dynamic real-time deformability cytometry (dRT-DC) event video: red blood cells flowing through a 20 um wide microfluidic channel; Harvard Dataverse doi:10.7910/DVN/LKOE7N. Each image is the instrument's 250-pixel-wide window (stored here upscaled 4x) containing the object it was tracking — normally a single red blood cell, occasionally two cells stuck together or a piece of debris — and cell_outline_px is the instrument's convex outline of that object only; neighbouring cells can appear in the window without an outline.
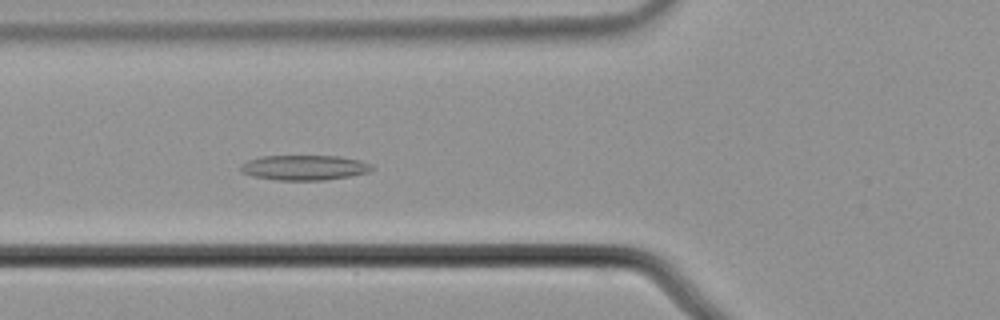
{"species": "common noctule bat (a hibernating species)", "species_latin": "Nyctalus noctula", "temperature_condition": "cold", "stored_images_in_passage": 58, "camera_frame_rate_fps": 3000, "um_per_image_px": 0.085, "animal": {"sex": "male", "body_mass_g": 21.5, "forearm_length_mm": 52.0}, "frame": {"image": 1, "passage_image": 23, "time_ms": 7.333, "image_size_px": [1000, 320], "cell_outline_px": [[376, 168], [368, 172], [352, 176], [324, 180], [276, 180], [252, 176], [240, 172], [240, 164], [248, 160], [260, 156], [340, 156], [360, 160], [372, 164]], "centroid_in_image_um": [25.88, 14.24], "position_along_channel_um": 99.9, "area_um2": 19.42}}
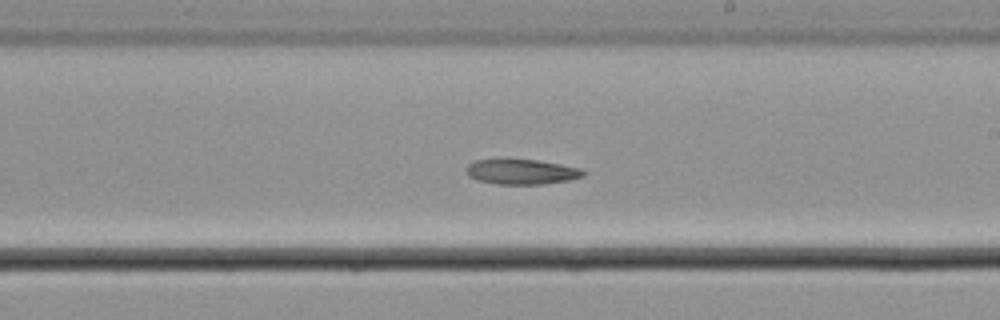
{"frame": {"image": 2, "passage_image": 35, "time_ms": 11.333, "image_size_px": [1000, 320], "cell_outline_px": [[588, 172], [584, 176], [568, 180], [544, 184], [496, 184], [476, 180], [468, 176], [468, 164], [476, 160], [536, 160], [560, 164], [580, 168]], "centroid_in_image_um": [44.37, 14.61], "position_along_channel_um": 244.6, "area_um2": 16.94}}
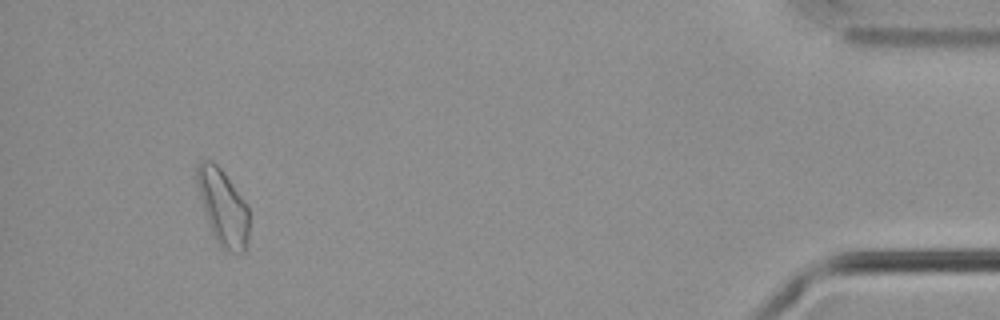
{"frame": {"image": 3, "passage_image": 55, "time_ms": 18.0, "image_size_px": [1000, 320], "cell_outline_px": [[248, 236], [244, 252], [228, 252], [220, 248], [212, 232], [196, 184], [196, 164], [200, 160], [212, 160], [224, 172], [248, 204]], "centroid_in_image_um": [18.95, 17.58], "position_along_channel_um": 416.3, "area_um2": 23.0}}